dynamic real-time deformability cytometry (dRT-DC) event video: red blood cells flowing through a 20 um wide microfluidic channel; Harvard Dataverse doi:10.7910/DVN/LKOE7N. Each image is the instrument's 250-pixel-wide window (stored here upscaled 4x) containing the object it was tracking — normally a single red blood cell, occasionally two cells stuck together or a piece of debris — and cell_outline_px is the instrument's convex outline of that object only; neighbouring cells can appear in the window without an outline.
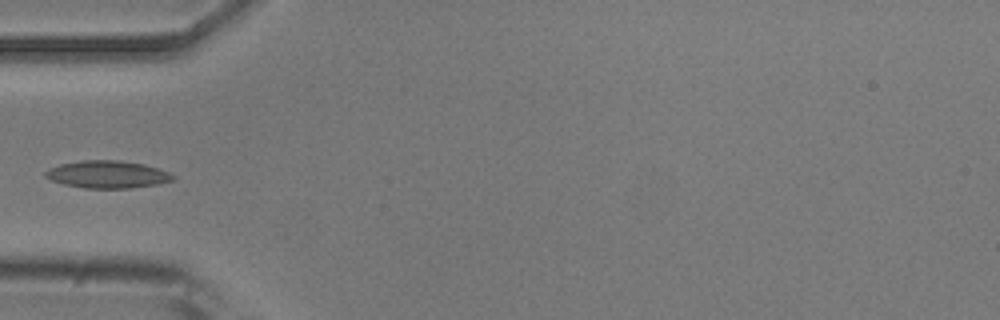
{"species": "common noctule bat (a hibernating species)", "species_latin": "Nyctalus noctula", "temperature_condition": "room temperature", "stored_images_in_passage": 8, "camera_frame_rate_fps": 3000, "um_per_image_px": 0.085, "animal": {"sex": "male", "body_mass_g": 20.5, "forearm_length_mm": 52.5}, "frame": {"image": 1, "passage_image": 4, "time_ms": 4.333, "image_size_px": [1000, 320], "cell_outline_px": [[176, 180], [156, 184], [132, 188], [84, 188], [64, 184], [52, 180], [44, 176], [44, 172], [48, 168], [60, 164], [80, 160], [120, 160], [144, 164], [168, 172], [176, 176]], "centroid_in_image_um": [9.13, 14.82], "position_along_channel_um": 75.9, "area_um2": 20.46}}
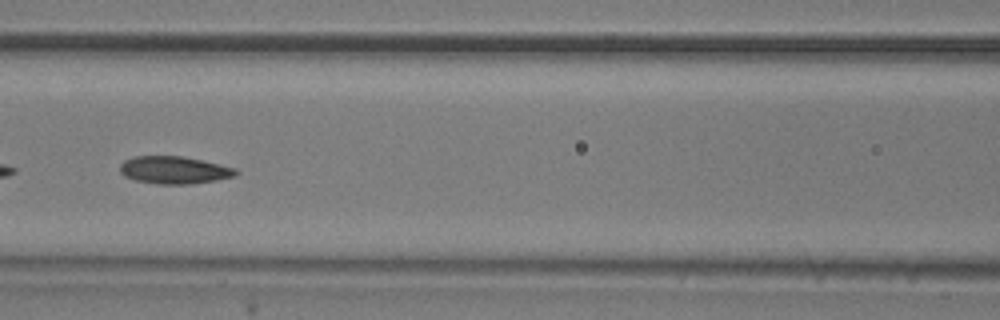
{"frame": {"image": 2, "passage_image": 6, "time_ms": 6.333, "image_size_px": [1000, 320], "cell_outline_px": [[240, 172], [236, 176], [216, 180], [192, 184], [160, 184], [136, 180], [124, 176], [120, 172], [120, 164], [124, 160], [132, 156], [184, 156], [220, 164], [236, 168]], "centroid_in_image_um": [14.83, 14.45], "position_along_channel_um": 151.8, "area_um2": 18.73}}
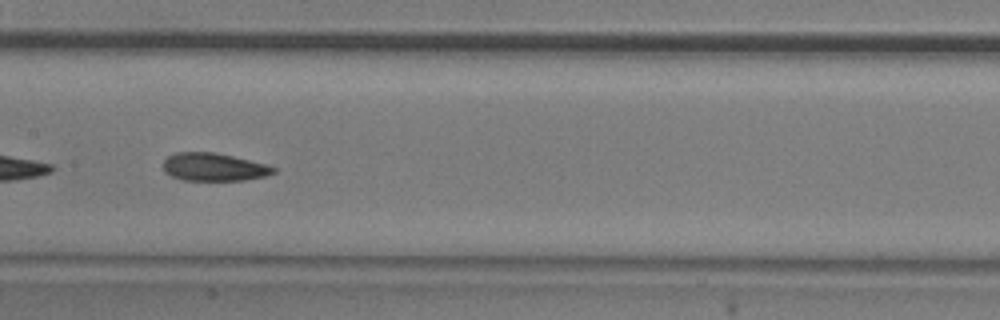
{"frame": {"image": 3, "passage_image": 7, "time_ms": 7.333, "image_size_px": [1000, 320], "cell_outline_px": [[276, 172], [264, 176], [244, 180], [184, 180], [172, 176], [164, 172], [164, 160], [168, 156], [176, 152], [216, 152], [264, 164], [276, 168]], "centroid_in_image_um": [18.15, 14.19], "position_along_channel_um": 189.3, "area_um2": 17.74}}